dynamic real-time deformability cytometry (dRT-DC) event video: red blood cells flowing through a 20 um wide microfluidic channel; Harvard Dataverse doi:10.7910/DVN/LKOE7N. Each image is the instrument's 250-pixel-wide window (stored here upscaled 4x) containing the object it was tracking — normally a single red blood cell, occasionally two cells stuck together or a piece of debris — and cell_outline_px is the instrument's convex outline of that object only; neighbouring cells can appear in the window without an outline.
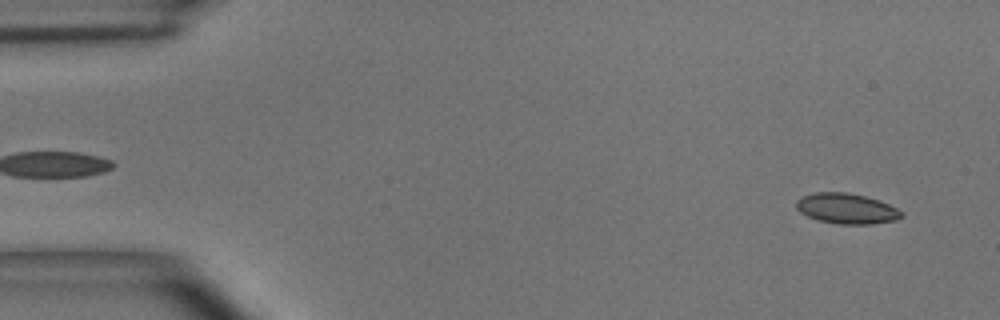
{"species": "common noctule bat (a hibernating species)", "species_latin": "Nyctalus noctula", "temperature_condition": "room temperature", "stored_images_in_passage": 50, "camera_frame_rate_fps": 3000, "um_per_image_px": 0.085, "animal": {"sex": "male", "body_mass_g": 15.6}, "frame": {"image": 1, "passage_image": 3, "time_ms": 0.667, "image_size_px": [1000, 320], "cell_outline_px": [[904, 216], [896, 220], [872, 224], [836, 224], [820, 220], [808, 216], [800, 212], [796, 208], [796, 200], [804, 196], [816, 192], [848, 192], [880, 200], [904, 212]], "centroid_in_image_um": [71.99, 17.73], "position_along_channel_um": 13.0, "area_um2": 18.67}}
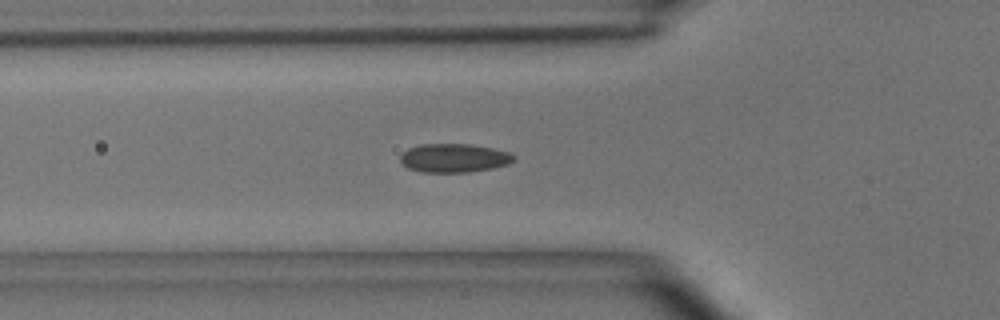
{"frame": {"image": 2, "passage_image": 17, "time_ms": 5.333, "image_size_px": [1000, 320], "cell_outline_px": [[516, 160], [508, 164], [492, 168], [468, 172], [420, 172], [408, 168], [400, 160], [400, 156], [408, 148], [420, 144], [472, 144], [492, 148], [508, 152], [516, 156]], "centroid_in_image_um": [38.61, 13.43], "position_along_channel_um": 87.2, "area_um2": 19.02}}
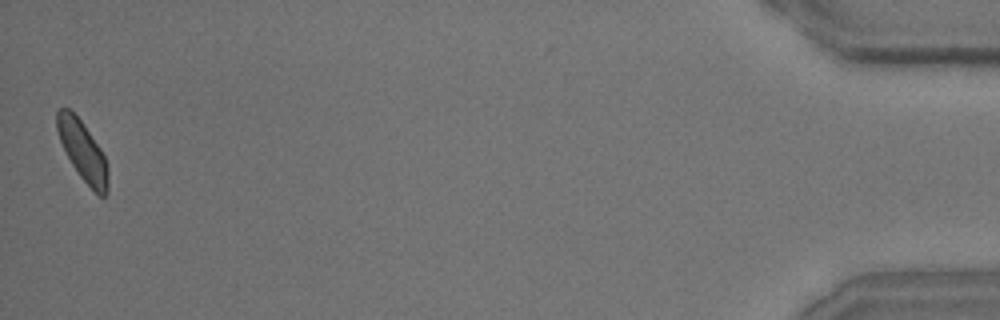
{"frame": {"image": 3, "passage_image": 50, "time_ms": 16.333, "image_size_px": [1000, 320], "cell_outline_px": [[108, 192], [104, 196], [100, 196], [80, 176], [72, 164], [60, 140], [56, 128], [56, 112], [60, 108], [68, 108], [80, 120], [100, 148], [104, 156], [108, 168]], "centroid_in_image_um": [7.03, 12.83], "position_along_channel_um": 428.2, "area_um2": 17.28}, "authors_computed_cell_mechanics": {"area_um2": 18.4671, "velocity_mm_per_s": 3.9268, "shape_relaxation_time_tau1_ms": 4.5498, "shape_relaxation_time_tau2_ms": 1.1976, "deformation_change_tau1": 0.1019, "deformation_change_tau2": 0.0537}}